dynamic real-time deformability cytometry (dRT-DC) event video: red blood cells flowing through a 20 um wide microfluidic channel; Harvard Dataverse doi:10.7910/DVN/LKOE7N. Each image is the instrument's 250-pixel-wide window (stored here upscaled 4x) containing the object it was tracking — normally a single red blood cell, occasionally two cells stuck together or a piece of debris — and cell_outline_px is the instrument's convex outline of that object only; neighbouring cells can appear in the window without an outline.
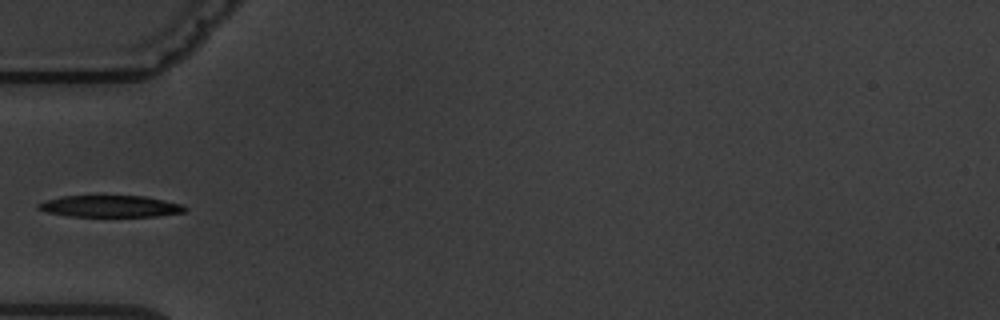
{"species": "common noctule bat (a hibernating species)", "species_latin": "Nyctalus noctula", "temperature_condition": "warm", "stored_images_in_passage": 8, "camera_frame_rate_fps": 3000, "um_per_image_px": 0.085, "animal": {"sex": "male", "body_mass_g": 19.5, "forearm_length_mm": 54.6}, "frame": {"image": 1, "passage_image": 4, "time_ms": 3.667, "image_size_px": [1000, 320], "cell_outline_px": [[188, 208], [184, 212], [156, 216], [68, 216], [48, 212], [36, 208], [36, 204], [44, 200], [64, 196], [144, 196], [164, 200], [180, 204]], "centroid_in_image_um": [9.34, 17.53], "position_along_channel_um": 75.7, "area_um2": 18.38}}
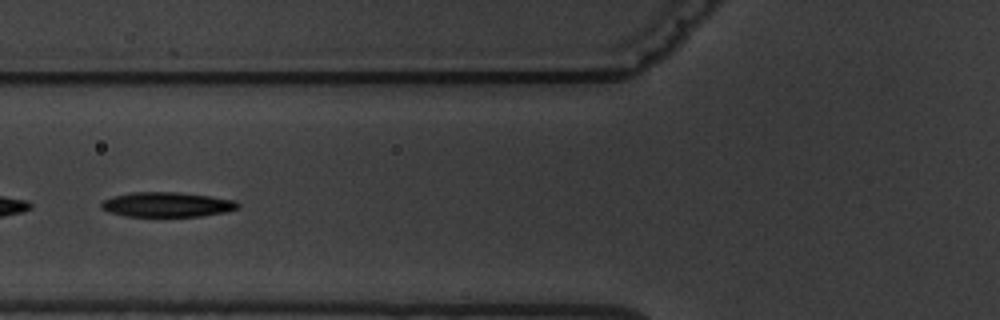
{"frame": {"image": 2, "passage_image": 5, "time_ms": 4.667, "image_size_px": [1000, 320], "cell_outline_px": [[240, 208], [224, 212], [200, 216], [128, 216], [108, 212], [100, 208], [100, 204], [104, 200], [112, 196], [132, 192], [180, 192], [236, 200], [240, 204]], "centroid_in_image_um": [14.19, 17.38], "position_along_channel_um": 111.6, "area_um2": 19.77}}
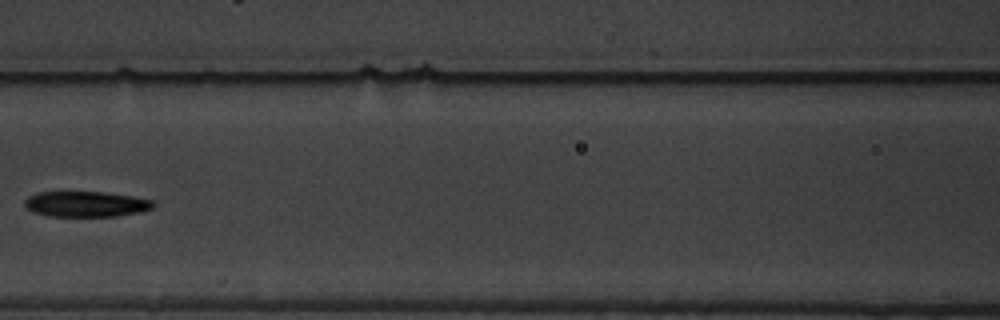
{"frame": {"image": 3, "passage_image": 6, "time_ms": 6.0, "image_size_px": [1000, 320], "cell_outline_px": [[156, 204], [152, 208], [140, 212], [116, 216], [48, 216], [24, 208], [24, 200], [28, 196], [36, 192], [104, 192], [132, 196], [152, 200]], "centroid_in_image_um": [7.29, 17.34], "position_along_channel_um": 159.3, "area_um2": 19.19}}